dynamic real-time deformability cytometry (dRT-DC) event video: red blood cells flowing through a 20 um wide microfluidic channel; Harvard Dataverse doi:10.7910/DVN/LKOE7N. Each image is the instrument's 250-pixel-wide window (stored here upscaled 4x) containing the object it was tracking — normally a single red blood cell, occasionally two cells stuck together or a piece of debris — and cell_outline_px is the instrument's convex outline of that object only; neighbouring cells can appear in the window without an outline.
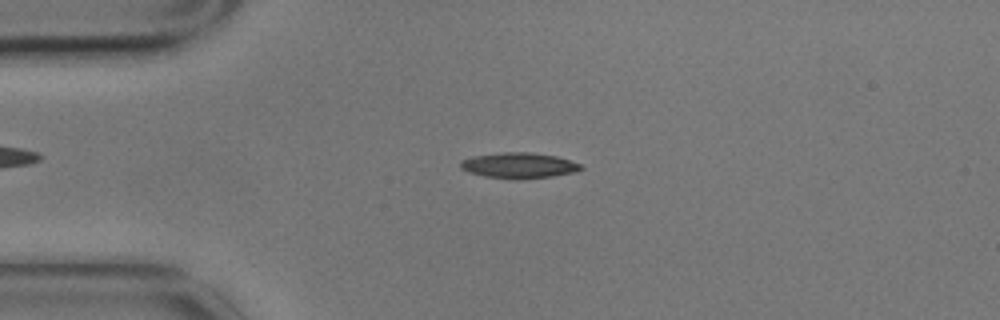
{"species": "common noctule bat (a hibernating species)", "species_latin": "Nyctalus noctula", "temperature_condition": "cold", "stored_images_in_passage": 2, "camera_frame_rate_fps": 3000, "um_per_image_px": 0.085, "animal": {"sex": "male", "body_mass_g": 17.9}, "frame": {"image": 1, "passage_image": 1, "time_ms": 0.0, "image_size_px": [1000, 320], "cell_outline_px": [[584, 168], [576, 172], [552, 176], [512, 180], [484, 176], [468, 172], [460, 168], [460, 160], [472, 156], [504, 152], [528, 152], [556, 156], [580, 164]], "centroid_in_image_um": [44.07, 14.07], "position_along_channel_um": 40.9, "area_um2": 18.03}}